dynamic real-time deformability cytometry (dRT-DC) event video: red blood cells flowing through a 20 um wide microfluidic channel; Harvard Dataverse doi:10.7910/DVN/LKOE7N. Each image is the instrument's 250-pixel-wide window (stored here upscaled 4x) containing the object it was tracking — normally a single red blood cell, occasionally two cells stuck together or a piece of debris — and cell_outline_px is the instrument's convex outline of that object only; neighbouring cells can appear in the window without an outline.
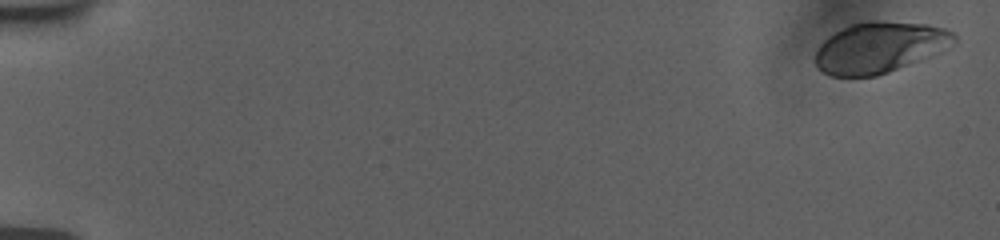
{"species": "human", "species_latin": "Homo sapiens", "temperature_condition": "room temperature", "stored_images_in_passage": 8, "camera_frame_rate_fps": 3000, "um_per_image_px": 0.085, "donor": {"sex": "female"}, "frame": {"image": 1, "passage_image": 1, "time_ms": 0.0, "image_size_px": [1000, 240], "cell_outline_px": [[956, 40], [940, 52], [888, 72], [876, 76], [832, 76], [816, 68], [816, 52], [820, 44], [828, 36], [852, 24], [868, 20], [872, 20], [928, 24], [944, 28], [956, 32]], "centroid_in_image_um": [74.77, 4.02], "position_along_channel_um": 10.2, "area_um2": 40.98}}